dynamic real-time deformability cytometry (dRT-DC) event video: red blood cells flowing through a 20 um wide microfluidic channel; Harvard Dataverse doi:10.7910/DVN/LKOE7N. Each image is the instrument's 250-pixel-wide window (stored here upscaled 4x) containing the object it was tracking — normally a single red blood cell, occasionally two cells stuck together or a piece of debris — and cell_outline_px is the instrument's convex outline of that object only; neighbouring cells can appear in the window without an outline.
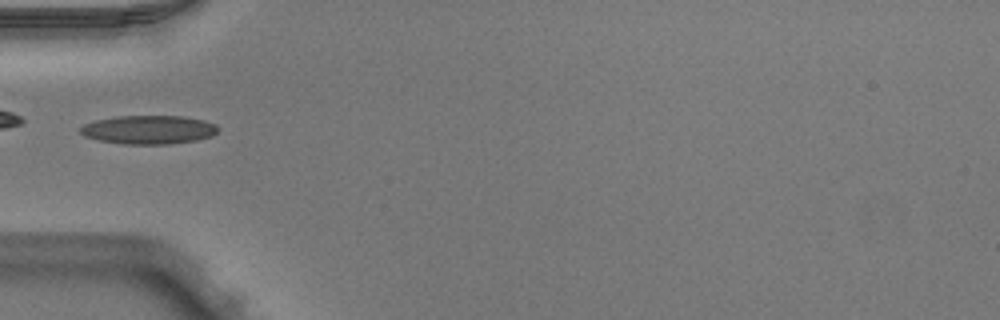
{"species": "Egyptian fruit bat (a non-hibernating species)", "species_latin": "Rousettus aegyptiacus", "temperature_condition": "warm", "stored_images_in_passage": 33, "camera_frame_rate_fps": 3000, "um_per_image_px": 0.085, "animal": {"sex": "male"}, "frame": {"image": 1, "passage_image": 1, "time_ms": 0.0, "image_size_px": [1000, 320], "cell_outline_px": [[220, 128], [212, 136], [196, 140], [168, 144], [124, 144], [100, 140], [84, 136], [80, 132], [80, 128], [84, 124], [96, 120], [116, 116], [184, 116], [204, 120], [216, 124]], "centroid_in_image_um": [12.66, 11.02], "position_along_channel_um": 72.3, "area_um2": 23.0}}
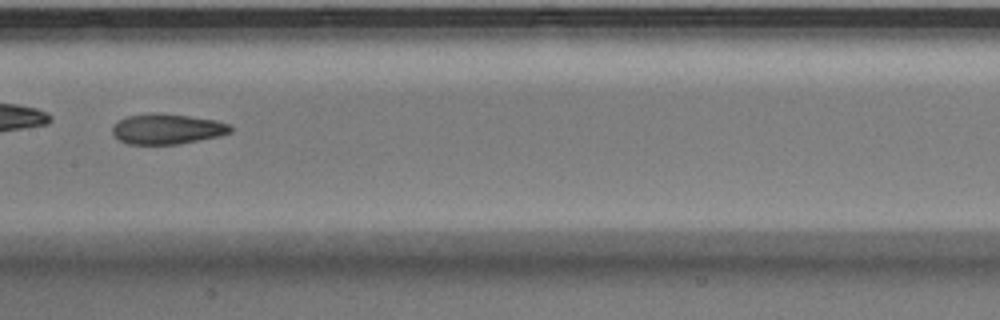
{"frame": {"image": 2, "passage_image": 10, "time_ms": 3.0, "image_size_px": [1000, 320], "cell_outline_px": [[232, 132], [220, 136], [180, 144], [128, 144], [120, 140], [112, 132], [112, 128], [120, 120], [128, 116], [152, 112], [156, 112], [188, 116], [216, 120], [228, 124], [232, 128]], "centroid_in_image_um": [14.23, 10.96], "position_along_channel_um": 193.2, "area_um2": 20.81}}
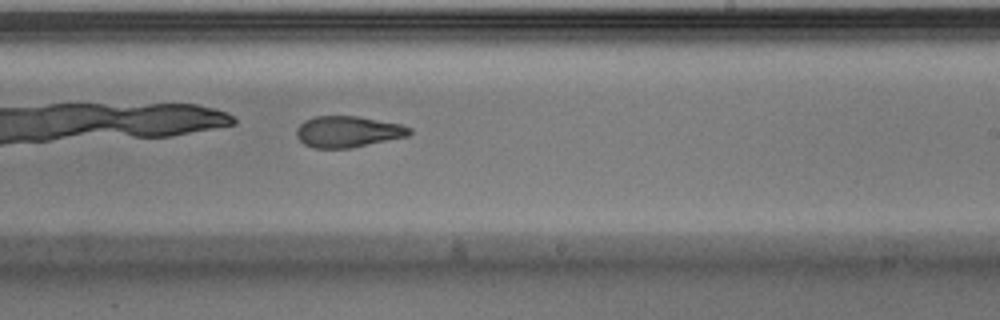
{"frame": {"image": 3, "passage_image": 15, "time_ms": 4.667, "image_size_px": [1000, 320], "cell_outline_px": [[412, 132], [408, 136], [352, 148], [312, 148], [304, 144], [296, 136], [296, 128], [304, 120], [316, 116], [360, 116], [400, 124], [412, 128]], "centroid_in_image_um": [29.57, 11.19], "position_along_channel_um": 259.4, "area_um2": 20.75}, "authors_computed_cell_mechanics": {"area_um2": 21.6172, "velocity_mm_per_s": 3.9833, "shape_relaxation_time_tau1_ms": null, "shape_relaxation_time_tau2_ms": 2.8096, "deformation_change_tau1": null, "deformation_change_tau2": 0.1016}}